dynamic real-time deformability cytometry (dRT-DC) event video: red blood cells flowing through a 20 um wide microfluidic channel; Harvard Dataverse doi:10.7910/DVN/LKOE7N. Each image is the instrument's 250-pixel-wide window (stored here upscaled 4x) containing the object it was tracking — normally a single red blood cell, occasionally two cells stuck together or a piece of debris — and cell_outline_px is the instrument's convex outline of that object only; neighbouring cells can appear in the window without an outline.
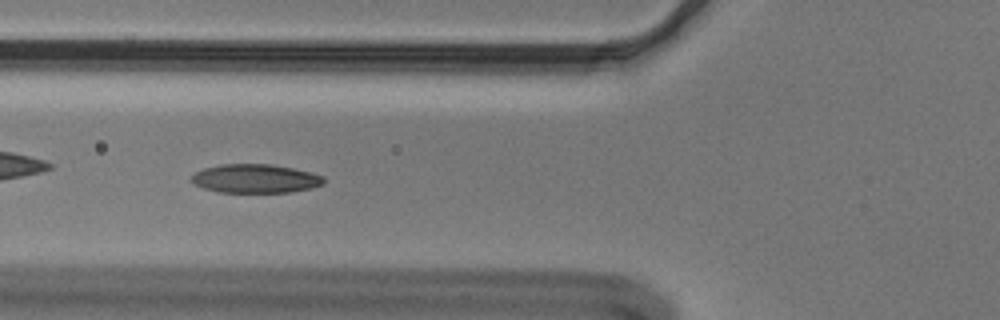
{"species": "Egyptian fruit bat (a non-hibernating species)", "species_latin": "Rousettus aegyptiacus", "temperature_condition": "cold", "stored_images_in_passage": 36, "camera_frame_rate_fps": 3000, "um_per_image_px": 0.085, "animal": {"sex": "male"}, "frame": {"image": 1, "passage_image": 6, "time_ms": 1.667, "image_size_px": [1000, 320], "cell_outline_px": [[324, 184], [312, 188], [288, 192], [216, 192], [192, 184], [192, 176], [196, 172], [204, 168], [220, 164], [272, 164], [312, 172], [324, 176]], "centroid_in_image_um": [21.71, 15.18], "position_along_channel_um": 104.1, "area_um2": 22.25}}
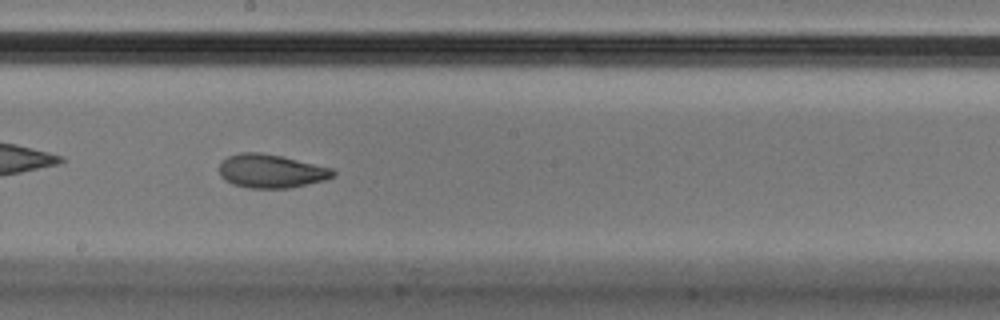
{"frame": {"image": 2, "passage_image": 16, "time_ms": 5.0, "image_size_px": [1000, 320], "cell_outline_px": [[336, 176], [324, 180], [292, 188], [248, 188], [232, 184], [224, 180], [220, 176], [220, 164], [228, 156], [240, 152], [260, 152], [280, 156], [332, 168], [336, 172]], "centroid_in_image_um": [23.04, 14.55], "position_along_channel_um": 225.2, "area_um2": 22.31}, "authors_computed_cell_mechanics": {"area_um2": 22.6576, "velocity_mm_per_s": 3.6134, "shape_relaxation_time_tau1_ms": 5.884, "shape_relaxation_time_tau2_ms": 1.8623, "deformation_change_tau1": 0.1583, "deformation_change_tau2": 0.0763}}